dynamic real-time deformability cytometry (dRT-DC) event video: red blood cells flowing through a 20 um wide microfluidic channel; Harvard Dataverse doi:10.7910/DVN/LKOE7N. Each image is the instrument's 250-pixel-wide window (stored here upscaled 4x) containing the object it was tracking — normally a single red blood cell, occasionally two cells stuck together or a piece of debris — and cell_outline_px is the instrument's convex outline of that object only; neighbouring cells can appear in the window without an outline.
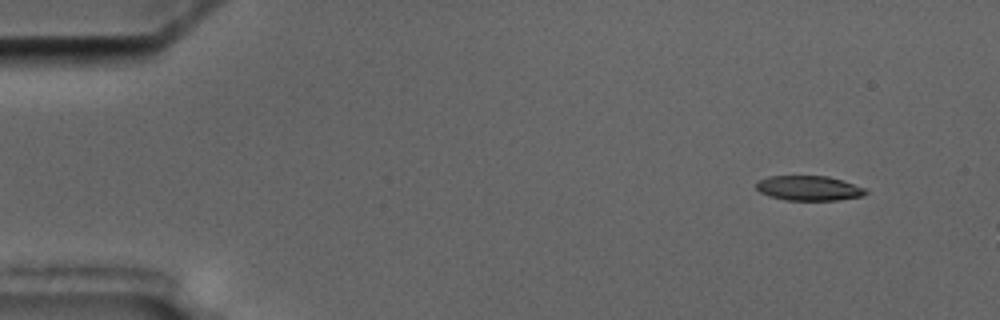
{"species": "common noctule bat (a hibernating species)", "species_latin": "Nyctalus noctula", "temperature_condition": "cold", "stored_images_in_passage": 3, "camera_frame_rate_fps": 3000, "um_per_image_px": 0.085, "animal": {"sex": "male", "body_mass_g": 17.5, "forearm_length_mm": 52.3}, "frame": {"image": 1, "passage_image": 1, "time_ms": 0.0, "image_size_px": [1000, 320], "cell_outline_px": [[868, 192], [864, 196], [836, 200], [784, 200], [768, 196], [760, 192], [756, 188], [756, 184], [760, 180], [768, 176], [828, 176], [864, 188]], "centroid_in_image_um": [68.73, 16.0], "position_along_channel_um": 16.3, "area_um2": 15.72}}